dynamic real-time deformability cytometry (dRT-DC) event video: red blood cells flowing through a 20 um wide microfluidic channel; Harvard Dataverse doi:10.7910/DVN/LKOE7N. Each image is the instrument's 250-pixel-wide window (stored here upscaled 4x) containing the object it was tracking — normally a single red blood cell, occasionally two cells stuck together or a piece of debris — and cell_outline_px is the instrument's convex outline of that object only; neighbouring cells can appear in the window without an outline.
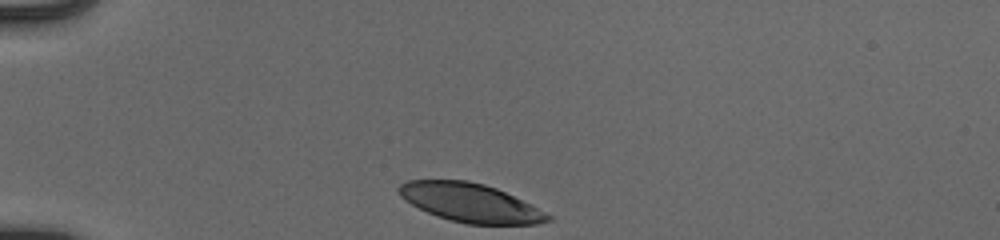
{"species": "human", "species_latin": "Homo sapiens", "temperature_condition": "cold", "stored_images_in_passage": 32, "camera_frame_rate_fps": 3000, "um_per_image_px": 0.085, "donor": {"sex": "male"}, "frame": {"image": 1, "passage_image": 1, "time_ms": 0.0, "image_size_px": [1000, 240], "cell_outline_px": [[552, 220], [536, 224], [468, 224], [436, 216], [404, 200], [396, 192], [396, 188], [400, 184], [408, 180], [468, 180], [484, 184], [496, 188], [552, 216]], "centroid_in_image_um": [39.91, 17.22], "position_along_channel_um": 45.1, "area_um2": 33.18}}
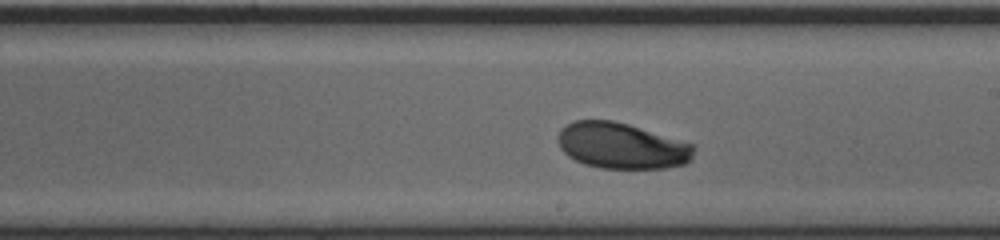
{"frame": {"image": 2, "passage_image": 19, "time_ms": 6.0, "image_size_px": [1000, 240], "cell_outline_px": [[696, 148], [692, 160], [684, 164], [664, 168], [600, 168], [584, 164], [568, 156], [560, 148], [556, 140], [560, 128], [576, 120], [612, 120], [628, 124], [696, 144]], "centroid_in_image_um": [52.86, 12.39], "position_along_channel_um": 236.1, "area_um2": 36.76}}
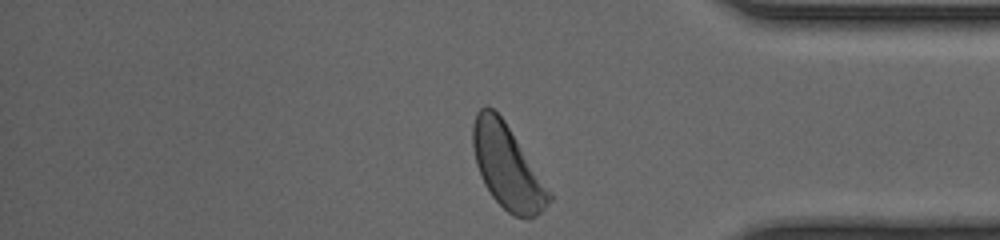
{"frame": {"image": 3, "passage_image": 32, "time_ms": 10.333, "image_size_px": [1000, 240], "cell_outline_px": [[552, 200], [536, 216], [516, 216], [508, 212], [492, 196], [484, 184], [480, 176], [476, 164], [472, 144], [472, 124], [476, 112], [480, 108], [492, 108], [504, 120], [552, 192]], "centroid_in_image_um": [43.11, 14.16], "position_along_channel_um": 392.1, "area_um2": 36.82}, "authors_computed_cell_mechanics": {"area_um2": 36.7897, "velocity_mm_per_s": 3.8768, "shape_relaxation_time_tau1_ms": 2.2626, "shape_relaxation_time_tau2_ms": null, "deformation_change_tau1": 0.1227, "deformation_change_tau2": null}}